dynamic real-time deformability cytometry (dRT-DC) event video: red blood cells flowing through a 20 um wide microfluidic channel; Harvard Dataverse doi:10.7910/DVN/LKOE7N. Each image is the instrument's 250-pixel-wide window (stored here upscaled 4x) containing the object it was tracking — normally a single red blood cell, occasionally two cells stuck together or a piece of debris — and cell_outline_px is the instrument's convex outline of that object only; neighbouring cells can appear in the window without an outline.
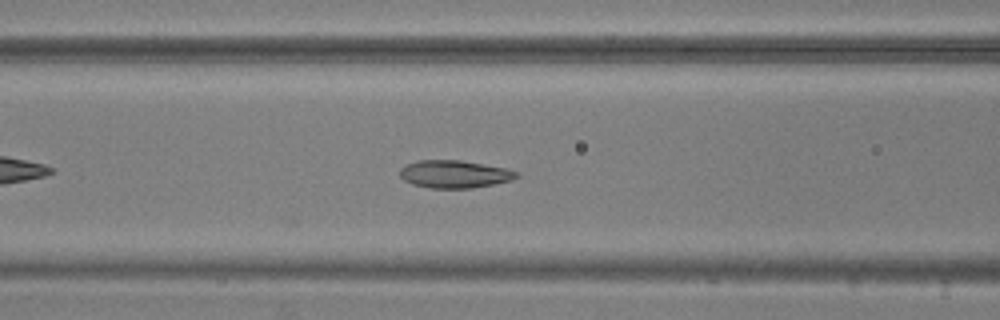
{"species": "common noctule bat (a hibernating species)", "species_latin": "Nyctalus noctula", "temperature_condition": "warm", "stored_images_in_passage": 36, "camera_frame_rate_fps": 3000, "um_per_image_px": 0.085, "animal": {"sex": "male", "body_mass_g": 20.5, "forearm_length_mm": 52.5}, "frame": {"image": 1, "passage_image": 12, "time_ms": 3.667, "image_size_px": [1000, 320], "cell_outline_px": [[520, 176], [512, 180], [472, 188], [432, 188], [412, 184], [404, 180], [400, 176], [400, 168], [416, 160], [460, 160], [504, 168], [520, 172]], "centroid_in_image_um": [38.63, 14.8], "position_along_channel_um": 128.0, "area_um2": 18.73}}
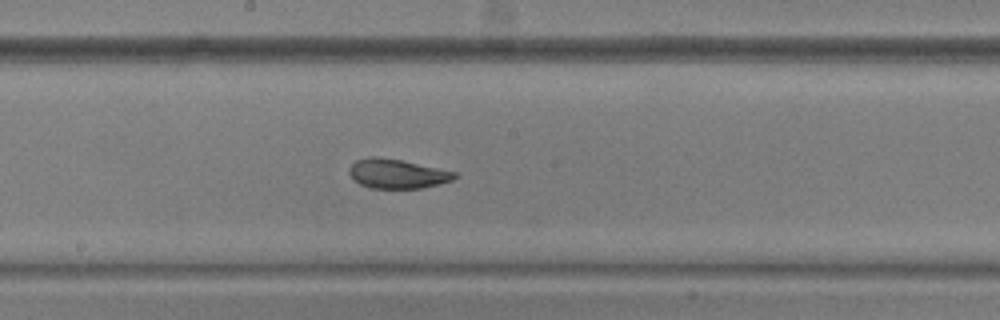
{"frame": {"image": 2, "passage_image": 19, "time_ms": 6.0, "image_size_px": [1000, 320], "cell_outline_px": [[456, 176], [452, 180], [420, 188], [372, 188], [360, 184], [348, 172], [348, 168], [356, 160], [372, 156], [400, 160], [456, 172]], "centroid_in_image_um": [33.72, 14.76], "position_along_channel_um": 214.5, "area_um2": 17.57}}
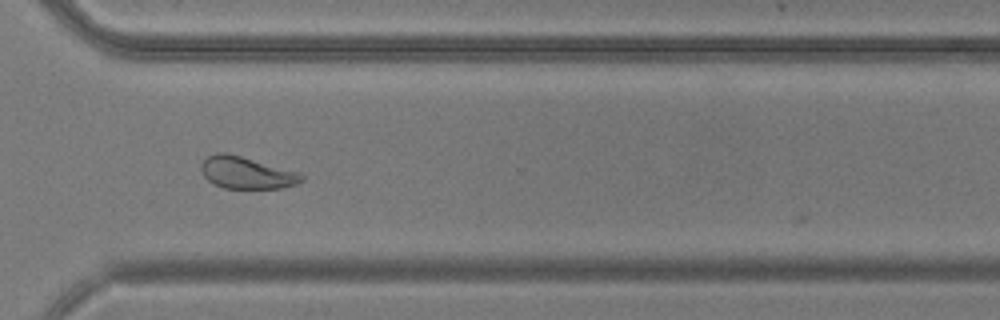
{"frame": {"image": 3, "passage_image": 30, "time_ms": 9.667, "image_size_px": [1000, 320], "cell_outline_px": [[304, 180], [296, 184], [280, 188], [224, 188], [208, 180], [204, 176], [200, 168], [200, 164], [208, 156], [216, 152], [228, 152], [300, 172], [304, 176]], "centroid_in_image_um": [20.97, 14.66], "position_along_channel_um": 349.6, "area_um2": 18.84}}